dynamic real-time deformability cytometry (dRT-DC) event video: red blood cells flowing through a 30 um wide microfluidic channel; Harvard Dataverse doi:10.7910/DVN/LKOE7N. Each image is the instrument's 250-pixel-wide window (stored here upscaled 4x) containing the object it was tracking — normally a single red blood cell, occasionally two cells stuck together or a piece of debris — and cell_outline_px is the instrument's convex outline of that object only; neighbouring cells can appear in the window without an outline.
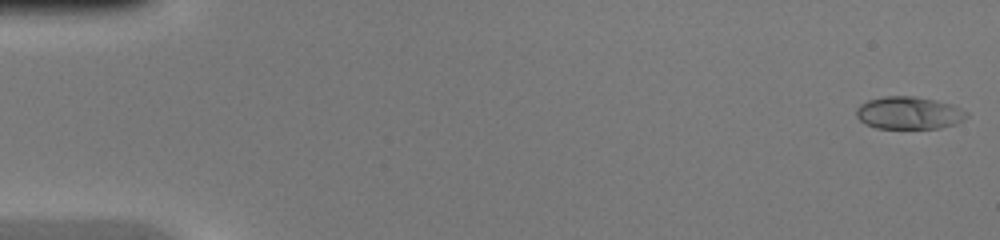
{"species": "common noctule bat (a hibernating species)", "species_latin": "Nyctalus noctula", "temperature_condition": "warm", "stored_images_in_passage": 46, "camera_frame_rate_fps": 3000, "um_per_image_px": 0.085, "animal": {"sex": "female", "body_mass_g": 20.0, "forearm_length_mm": 54.0}, "frame": {"image": 1, "passage_image": 1, "time_ms": 0.0, "image_size_px": [1000, 240], "cell_outline_px": [[968, 116], [964, 120], [956, 124], [940, 128], [876, 128], [864, 124], [856, 116], [856, 108], [860, 104], [868, 100], [884, 96], [916, 96], [936, 100], [952, 104], [968, 112]], "centroid_in_image_um": [77.26, 9.6], "position_along_channel_um": 7.7, "area_um2": 21.15}}
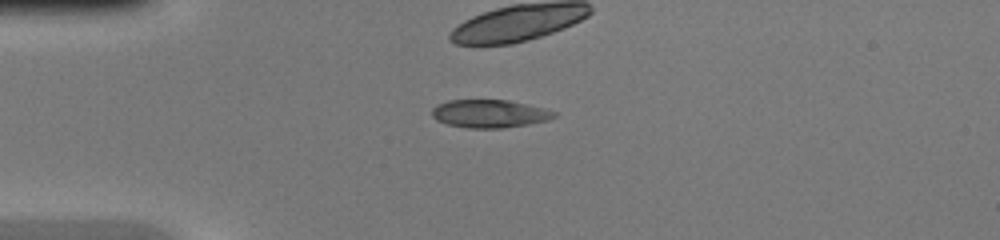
{"frame": {"image": 2, "passage_image": 12, "time_ms": 3.667, "image_size_px": [1000, 240], "cell_outline_px": [[556, 116], [548, 120], [528, 124], [500, 128], [468, 128], [448, 124], [436, 120], [432, 116], [432, 108], [436, 104], [448, 100], [508, 100], [544, 108], [556, 112]], "centroid_in_image_um": [41.58, 9.66], "position_along_channel_um": 43.4, "area_um2": 19.88}}
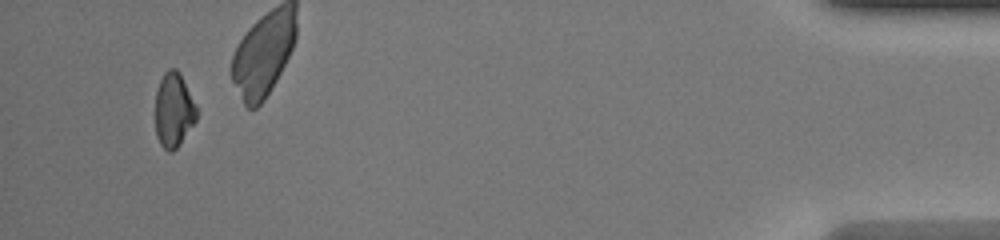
{"frame": {"image": 3, "passage_image": 44, "time_ms": 14.333, "image_size_px": [1000, 240], "cell_outline_px": [[196, 120], [180, 144], [172, 152], [168, 152], [160, 144], [156, 136], [156, 92], [160, 80], [164, 72], [168, 68], [176, 68], [180, 72], [196, 108]], "centroid_in_image_um": [14.74, 9.36], "position_along_channel_um": 420.5, "area_um2": 17.74}}